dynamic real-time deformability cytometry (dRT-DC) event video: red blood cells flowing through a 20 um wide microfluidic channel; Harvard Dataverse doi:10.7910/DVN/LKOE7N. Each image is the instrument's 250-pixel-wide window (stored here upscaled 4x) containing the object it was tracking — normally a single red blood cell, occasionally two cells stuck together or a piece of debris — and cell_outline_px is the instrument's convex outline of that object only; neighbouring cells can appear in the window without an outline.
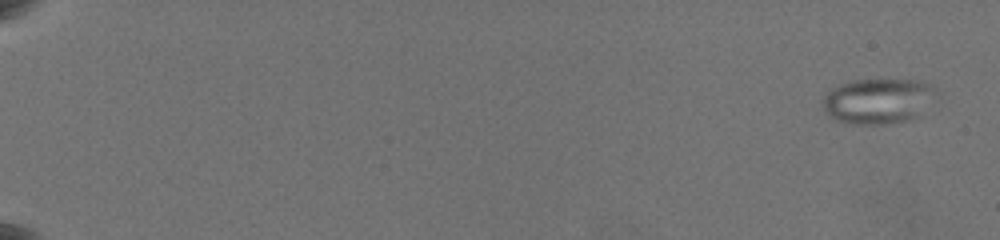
{"species": "common noctule bat (a hibernating species)", "species_latin": "Nyctalus noctula", "temperature_condition": "warm", "stored_images_in_passage": 65, "camera_frame_rate_fps": 3000, "um_per_image_px": 0.085, "animal": {"sex": "female", "body_mass_g": 19.5, "forearm_length_mm": 54.1}, "frame": {"image": 1, "passage_image": 3, "time_ms": 0.667, "image_size_px": [1000, 240], "cell_outline_px": [[932, 88], [912, 116], [904, 120], [888, 124], [848, 124], [836, 120], [828, 116], [824, 108], [824, 96], [832, 88], [840, 84], [852, 80], [916, 80], [928, 84]], "centroid_in_image_um": [74.38, 8.58], "position_along_channel_um": 10.6, "area_um2": 28.15}}
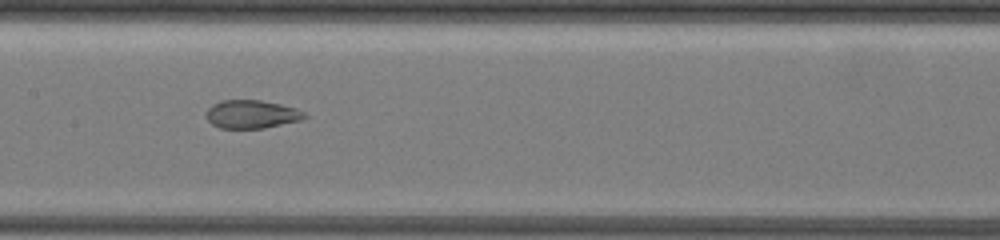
{"frame": {"image": 2, "passage_image": 40, "time_ms": 11.667, "image_size_px": [1000, 240], "cell_outline_px": [[308, 116], [300, 120], [264, 128], [220, 128], [212, 124], [208, 120], [208, 108], [212, 104], [220, 100], [260, 100], [280, 104], [296, 108], [304, 112]], "centroid_in_image_um": [21.4, 9.7], "position_along_channel_um": 186.0, "area_um2": 16.07}}
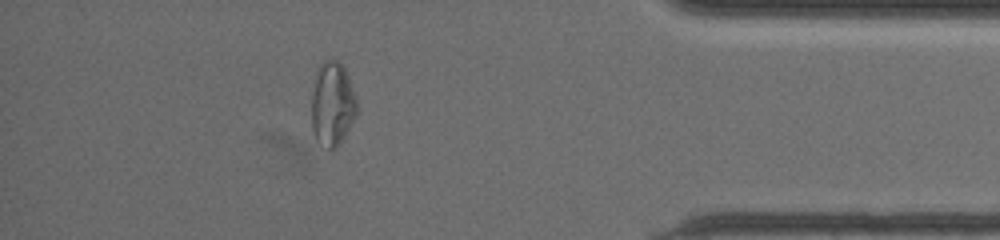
{"frame": {"image": 3, "passage_image": 59, "time_ms": 18.667, "image_size_px": [1000, 240], "cell_outline_px": [[356, 112], [340, 144], [336, 148], [328, 148], [316, 140], [312, 128], [312, 96], [316, 72], [320, 64], [324, 60], [336, 60], [344, 68], [348, 76], [356, 100]], "centroid_in_image_um": [28.23, 8.83], "position_along_channel_um": 407.0, "area_um2": 21.68}, "authors_computed_cell_mechanics": {"area_um2": 23.0622, "velocity_mm_per_s": 3.5631, "shape_relaxation_time_tau1_ms": null, "shape_relaxation_time_tau2_ms": 0.9155, "deformation_change_tau1": null, "deformation_change_tau2": 0.0634}}